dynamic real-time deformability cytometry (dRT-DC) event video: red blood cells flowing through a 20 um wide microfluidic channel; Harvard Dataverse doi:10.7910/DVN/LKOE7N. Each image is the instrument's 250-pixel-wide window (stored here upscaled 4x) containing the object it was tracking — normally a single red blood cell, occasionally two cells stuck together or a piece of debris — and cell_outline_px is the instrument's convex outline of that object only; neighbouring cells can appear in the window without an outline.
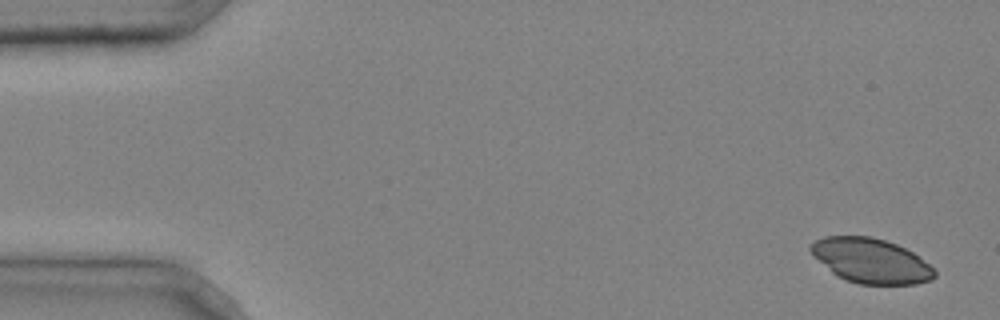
{"species": "common noctule bat (a hibernating species)", "species_latin": "Nyctalus noctula", "temperature_condition": "cold", "stored_images_in_passage": 5, "camera_frame_rate_fps": 3000, "um_per_image_px": 0.085, "animal": {"sex": "male", "body_mass_g": 20.4}, "frame": {"image": 1, "passage_image": 1, "time_ms": 0.0, "image_size_px": [1000, 320], "cell_outline_px": [[936, 276], [932, 280], [916, 284], [860, 284], [844, 280], [836, 276], [812, 256], [808, 248], [808, 244], [824, 236], [872, 236], [896, 244], [912, 252], [928, 264], [936, 272]], "centroid_in_image_um": [73.97, 22.16], "position_along_channel_um": 11.0, "area_um2": 32.43}}